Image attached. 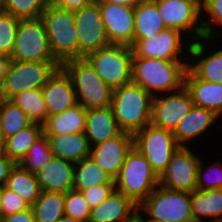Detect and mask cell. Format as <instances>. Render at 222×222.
Returning a JSON list of instances; mask_svg holds the SVG:
<instances>
[{
    "label": "cell",
    "instance_id": "cell-24",
    "mask_svg": "<svg viewBox=\"0 0 222 222\" xmlns=\"http://www.w3.org/2000/svg\"><path fill=\"white\" fill-rule=\"evenodd\" d=\"M74 163L53 157L51 161L36 173L41 191L66 193L72 190Z\"/></svg>",
    "mask_w": 222,
    "mask_h": 222
},
{
    "label": "cell",
    "instance_id": "cell-54",
    "mask_svg": "<svg viewBox=\"0 0 222 222\" xmlns=\"http://www.w3.org/2000/svg\"><path fill=\"white\" fill-rule=\"evenodd\" d=\"M208 222H222V218L212 219V220H209Z\"/></svg>",
    "mask_w": 222,
    "mask_h": 222
},
{
    "label": "cell",
    "instance_id": "cell-6",
    "mask_svg": "<svg viewBox=\"0 0 222 222\" xmlns=\"http://www.w3.org/2000/svg\"><path fill=\"white\" fill-rule=\"evenodd\" d=\"M138 212L146 222H194L190 193L159 185L138 206Z\"/></svg>",
    "mask_w": 222,
    "mask_h": 222
},
{
    "label": "cell",
    "instance_id": "cell-40",
    "mask_svg": "<svg viewBox=\"0 0 222 222\" xmlns=\"http://www.w3.org/2000/svg\"><path fill=\"white\" fill-rule=\"evenodd\" d=\"M20 19L9 13H0V54L10 57L14 48Z\"/></svg>",
    "mask_w": 222,
    "mask_h": 222
},
{
    "label": "cell",
    "instance_id": "cell-50",
    "mask_svg": "<svg viewBox=\"0 0 222 222\" xmlns=\"http://www.w3.org/2000/svg\"><path fill=\"white\" fill-rule=\"evenodd\" d=\"M57 222H80V221L64 214Z\"/></svg>",
    "mask_w": 222,
    "mask_h": 222
},
{
    "label": "cell",
    "instance_id": "cell-5",
    "mask_svg": "<svg viewBox=\"0 0 222 222\" xmlns=\"http://www.w3.org/2000/svg\"><path fill=\"white\" fill-rule=\"evenodd\" d=\"M114 182L117 191L139 206L158 186V176L146 157L133 146Z\"/></svg>",
    "mask_w": 222,
    "mask_h": 222
},
{
    "label": "cell",
    "instance_id": "cell-9",
    "mask_svg": "<svg viewBox=\"0 0 222 222\" xmlns=\"http://www.w3.org/2000/svg\"><path fill=\"white\" fill-rule=\"evenodd\" d=\"M10 59L22 62H57L52 55L41 18L20 19Z\"/></svg>",
    "mask_w": 222,
    "mask_h": 222
},
{
    "label": "cell",
    "instance_id": "cell-26",
    "mask_svg": "<svg viewBox=\"0 0 222 222\" xmlns=\"http://www.w3.org/2000/svg\"><path fill=\"white\" fill-rule=\"evenodd\" d=\"M87 109L80 104L48 116L42 125L43 134L59 135L85 132Z\"/></svg>",
    "mask_w": 222,
    "mask_h": 222
},
{
    "label": "cell",
    "instance_id": "cell-12",
    "mask_svg": "<svg viewBox=\"0 0 222 222\" xmlns=\"http://www.w3.org/2000/svg\"><path fill=\"white\" fill-rule=\"evenodd\" d=\"M188 41L189 39L180 31L166 28L153 37L138 39L132 45L133 57L189 60L192 42Z\"/></svg>",
    "mask_w": 222,
    "mask_h": 222
},
{
    "label": "cell",
    "instance_id": "cell-45",
    "mask_svg": "<svg viewBox=\"0 0 222 222\" xmlns=\"http://www.w3.org/2000/svg\"><path fill=\"white\" fill-rule=\"evenodd\" d=\"M0 222H35L34 213L30 207L13 215L1 217Z\"/></svg>",
    "mask_w": 222,
    "mask_h": 222
},
{
    "label": "cell",
    "instance_id": "cell-44",
    "mask_svg": "<svg viewBox=\"0 0 222 222\" xmlns=\"http://www.w3.org/2000/svg\"><path fill=\"white\" fill-rule=\"evenodd\" d=\"M15 163L4 153L0 154V188L5 186L11 169Z\"/></svg>",
    "mask_w": 222,
    "mask_h": 222
},
{
    "label": "cell",
    "instance_id": "cell-36",
    "mask_svg": "<svg viewBox=\"0 0 222 222\" xmlns=\"http://www.w3.org/2000/svg\"><path fill=\"white\" fill-rule=\"evenodd\" d=\"M201 15L203 16L201 18H204L201 19L203 27V37L209 40H216L218 38H221L222 34L220 33L222 32L216 30V26H218L220 30L222 29V0H206V4L201 11Z\"/></svg>",
    "mask_w": 222,
    "mask_h": 222
},
{
    "label": "cell",
    "instance_id": "cell-27",
    "mask_svg": "<svg viewBox=\"0 0 222 222\" xmlns=\"http://www.w3.org/2000/svg\"><path fill=\"white\" fill-rule=\"evenodd\" d=\"M134 22L133 44L138 39L153 37L167 28L153 0H145L134 7Z\"/></svg>",
    "mask_w": 222,
    "mask_h": 222
},
{
    "label": "cell",
    "instance_id": "cell-34",
    "mask_svg": "<svg viewBox=\"0 0 222 222\" xmlns=\"http://www.w3.org/2000/svg\"><path fill=\"white\" fill-rule=\"evenodd\" d=\"M32 122L14 102L0 98V128L4 139L15 135Z\"/></svg>",
    "mask_w": 222,
    "mask_h": 222
},
{
    "label": "cell",
    "instance_id": "cell-35",
    "mask_svg": "<svg viewBox=\"0 0 222 222\" xmlns=\"http://www.w3.org/2000/svg\"><path fill=\"white\" fill-rule=\"evenodd\" d=\"M53 158L48 139L45 134L40 136L36 142L29 148L27 154L19 162V165L36 174L41 171Z\"/></svg>",
    "mask_w": 222,
    "mask_h": 222
},
{
    "label": "cell",
    "instance_id": "cell-46",
    "mask_svg": "<svg viewBox=\"0 0 222 222\" xmlns=\"http://www.w3.org/2000/svg\"><path fill=\"white\" fill-rule=\"evenodd\" d=\"M10 62V57L0 54V87L4 82Z\"/></svg>",
    "mask_w": 222,
    "mask_h": 222
},
{
    "label": "cell",
    "instance_id": "cell-19",
    "mask_svg": "<svg viewBox=\"0 0 222 222\" xmlns=\"http://www.w3.org/2000/svg\"><path fill=\"white\" fill-rule=\"evenodd\" d=\"M41 90L48 116L63 112L77 104L71 78L62 67L54 72Z\"/></svg>",
    "mask_w": 222,
    "mask_h": 222
},
{
    "label": "cell",
    "instance_id": "cell-47",
    "mask_svg": "<svg viewBox=\"0 0 222 222\" xmlns=\"http://www.w3.org/2000/svg\"><path fill=\"white\" fill-rule=\"evenodd\" d=\"M98 2H106V3H112V4H121L128 7H136L139 3L145 1V0H97Z\"/></svg>",
    "mask_w": 222,
    "mask_h": 222
},
{
    "label": "cell",
    "instance_id": "cell-32",
    "mask_svg": "<svg viewBox=\"0 0 222 222\" xmlns=\"http://www.w3.org/2000/svg\"><path fill=\"white\" fill-rule=\"evenodd\" d=\"M35 222H57L64 214V193L41 191L31 206Z\"/></svg>",
    "mask_w": 222,
    "mask_h": 222
},
{
    "label": "cell",
    "instance_id": "cell-25",
    "mask_svg": "<svg viewBox=\"0 0 222 222\" xmlns=\"http://www.w3.org/2000/svg\"><path fill=\"white\" fill-rule=\"evenodd\" d=\"M53 157L72 163L90 157V146L85 132L46 135Z\"/></svg>",
    "mask_w": 222,
    "mask_h": 222
},
{
    "label": "cell",
    "instance_id": "cell-20",
    "mask_svg": "<svg viewBox=\"0 0 222 222\" xmlns=\"http://www.w3.org/2000/svg\"><path fill=\"white\" fill-rule=\"evenodd\" d=\"M219 119L214 112L194 105L172 133L179 146L188 147L215 127Z\"/></svg>",
    "mask_w": 222,
    "mask_h": 222
},
{
    "label": "cell",
    "instance_id": "cell-1",
    "mask_svg": "<svg viewBox=\"0 0 222 222\" xmlns=\"http://www.w3.org/2000/svg\"><path fill=\"white\" fill-rule=\"evenodd\" d=\"M189 60H162L133 57L132 80L152 97L176 92L184 87Z\"/></svg>",
    "mask_w": 222,
    "mask_h": 222
},
{
    "label": "cell",
    "instance_id": "cell-42",
    "mask_svg": "<svg viewBox=\"0 0 222 222\" xmlns=\"http://www.w3.org/2000/svg\"><path fill=\"white\" fill-rule=\"evenodd\" d=\"M115 190V184H102L95 185L92 188L81 191L84 199L93 209L101 202H103L113 191Z\"/></svg>",
    "mask_w": 222,
    "mask_h": 222
},
{
    "label": "cell",
    "instance_id": "cell-10",
    "mask_svg": "<svg viewBox=\"0 0 222 222\" xmlns=\"http://www.w3.org/2000/svg\"><path fill=\"white\" fill-rule=\"evenodd\" d=\"M133 146L146 157L158 177L179 147L172 131L152 124L145 126L133 135Z\"/></svg>",
    "mask_w": 222,
    "mask_h": 222
},
{
    "label": "cell",
    "instance_id": "cell-8",
    "mask_svg": "<svg viewBox=\"0 0 222 222\" xmlns=\"http://www.w3.org/2000/svg\"><path fill=\"white\" fill-rule=\"evenodd\" d=\"M59 67L61 65L58 62L11 60L4 82L0 87V98L11 100L22 91L42 89Z\"/></svg>",
    "mask_w": 222,
    "mask_h": 222
},
{
    "label": "cell",
    "instance_id": "cell-21",
    "mask_svg": "<svg viewBox=\"0 0 222 222\" xmlns=\"http://www.w3.org/2000/svg\"><path fill=\"white\" fill-rule=\"evenodd\" d=\"M184 86L190 92L195 106L205 108L222 117V83L199 79L189 68Z\"/></svg>",
    "mask_w": 222,
    "mask_h": 222
},
{
    "label": "cell",
    "instance_id": "cell-7",
    "mask_svg": "<svg viewBox=\"0 0 222 222\" xmlns=\"http://www.w3.org/2000/svg\"><path fill=\"white\" fill-rule=\"evenodd\" d=\"M85 59L112 89L131 83L132 47L110 44L89 54Z\"/></svg>",
    "mask_w": 222,
    "mask_h": 222
},
{
    "label": "cell",
    "instance_id": "cell-39",
    "mask_svg": "<svg viewBox=\"0 0 222 222\" xmlns=\"http://www.w3.org/2000/svg\"><path fill=\"white\" fill-rule=\"evenodd\" d=\"M64 211L65 215L80 222H88L91 214V208L82 192L75 189L64 194Z\"/></svg>",
    "mask_w": 222,
    "mask_h": 222
},
{
    "label": "cell",
    "instance_id": "cell-22",
    "mask_svg": "<svg viewBox=\"0 0 222 222\" xmlns=\"http://www.w3.org/2000/svg\"><path fill=\"white\" fill-rule=\"evenodd\" d=\"M137 212L138 205L115 189L103 202L91 209L88 222H124Z\"/></svg>",
    "mask_w": 222,
    "mask_h": 222
},
{
    "label": "cell",
    "instance_id": "cell-11",
    "mask_svg": "<svg viewBox=\"0 0 222 222\" xmlns=\"http://www.w3.org/2000/svg\"><path fill=\"white\" fill-rule=\"evenodd\" d=\"M200 155L190 146H179L165 170L158 177V185L172 190L192 193L197 189Z\"/></svg>",
    "mask_w": 222,
    "mask_h": 222
},
{
    "label": "cell",
    "instance_id": "cell-3",
    "mask_svg": "<svg viewBox=\"0 0 222 222\" xmlns=\"http://www.w3.org/2000/svg\"><path fill=\"white\" fill-rule=\"evenodd\" d=\"M40 18L44 23L54 59L60 65L78 59L79 30L75 25L74 12L50 3Z\"/></svg>",
    "mask_w": 222,
    "mask_h": 222
},
{
    "label": "cell",
    "instance_id": "cell-49",
    "mask_svg": "<svg viewBox=\"0 0 222 222\" xmlns=\"http://www.w3.org/2000/svg\"><path fill=\"white\" fill-rule=\"evenodd\" d=\"M188 1L190 3H192L193 5H195L200 11L203 10L205 4H206V0H185Z\"/></svg>",
    "mask_w": 222,
    "mask_h": 222
},
{
    "label": "cell",
    "instance_id": "cell-41",
    "mask_svg": "<svg viewBox=\"0 0 222 222\" xmlns=\"http://www.w3.org/2000/svg\"><path fill=\"white\" fill-rule=\"evenodd\" d=\"M2 217L24 211L30 206L17 193L5 186L1 188Z\"/></svg>",
    "mask_w": 222,
    "mask_h": 222
},
{
    "label": "cell",
    "instance_id": "cell-29",
    "mask_svg": "<svg viewBox=\"0 0 222 222\" xmlns=\"http://www.w3.org/2000/svg\"><path fill=\"white\" fill-rule=\"evenodd\" d=\"M102 184H115V182L91 157L74 164L72 189L81 192Z\"/></svg>",
    "mask_w": 222,
    "mask_h": 222
},
{
    "label": "cell",
    "instance_id": "cell-2",
    "mask_svg": "<svg viewBox=\"0 0 222 222\" xmlns=\"http://www.w3.org/2000/svg\"><path fill=\"white\" fill-rule=\"evenodd\" d=\"M153 97L137 84L113 89L111 108L118 127L132 135L151 124Z\"/></svg>",
    "mask_w": 222,
    "mask_h": 222
},
{
    "label": "cell",
    "instance_id": "cell-28",
    "mask_svg": "<svg viewBox=\"0 0 222 222\" xmlns=\"http://www.w3.org/2000/svg\"><path fill=\"white\" fill-rule=\"evenodd\" d=\"M190 199L194 222L222 218V189H196Z\"/></svg>",
    "mask_w": 222,
    "mask_h": 222
},
{
    "label": "cell",
    "instance_id": "cell-52",
    "mask_svg": "<svg viewBox=\"0 0 222 222\" xmlns=\"http://www.w3.org/2000/svg\"><path fill=\"white\" fill-rule=\"evenodd\" d=\"M6 1L7 0H0V13H4L5 12Z\"/></svg>",
    "mask_w": 222,
    "mask_h": 222
},
{
    "label": "cell",
    "instance_id": "cell-51",
    "mask_svg": "<svg viewBox=\"0 0 222 222\" xmlns=\"http://www.w3.org/2000/svg\"><path fill=\"white\" fill-rule=\"evenodd\" d=\"M5 139L0 128V154L4 152Z\"/></svg>",
    "mask_w": 222,
    "mask_h": 222
},
{
    "label": "cell",
    "instance_id": "cell-4",
    "mask_svg": "<svg viewBox=\"0 0 222 222\" xmlns=\"http://www.w3.org/2000/svg\"><path fill=\"white\" fill-rule=\"evenodd\" d=\"M61 67L71 78L78 104L87 110L111 106L113 89L85 58L66 61Z\"/></svg>",
    "mask_w": 222,
    "mask_h": 222
},
{
    "label": "cell",
    "instance_id": "cell-15",
    "mask_svg": "<svg viewBox=\"0 0 222 222\" xmlns=\"http://www.w3.org/2000/svg\"><path fill=\"white\" fill-rule=\"evenodd\" d=\"M193 106L192 96L185 86L176 92L154 96L151 124L173 132Z\"/></svg>",
    "mask_w": 222,
    "mask_h": 222
},
{
    "label": "cell",
    "instance_id": "cell-48",
    "mask_svg": "<svg viewBox=\"0 0 222 222\" xmlns=\"http://www.w3.org/2000/svg\"><path fill=\"white\" fill-rule=\"evenodd\" d=\"M124 222H146V220L145 217H143L139 212H137L129 220Z\"/></svg>",
    "mask_w": 222,
    "mask_h": 222
},
{
    "label": "cell",
    "instance_id": "cell-33",
    "mask_svg": "<svg viewBox=\"0 0 222 222\" xmlns=\"http://www.w3.org/2000/svg\"><path fill=\"white\" fill-rule=\"evenodd\" d=\"M28 116L32 123L43 125L48 117L47 105L41 89H30L16 94L12 99Z\"/></svg>",
    "mask_w": 222,
    "mask_h": 222
},
{
    "label": "cell",
    "instance_id": "cell-13",
    "mask_svg": "<svg viewBox=\"0 0 222 222\" xmlns=\"http://www.w3.org/2000/svg\"><path fill=\"white\" fill-rule=\"evenodd\" d=\"M167 28L183 33L190 42L203 38L201 11L185 0H153Z\"/></svg>",
    "mask_w": 222,
    "mask_h": 222
},
{
    "label": "cell",
    "instance_id": "cell-38",
    "mask_svg": "<svg viewBox=\"0 0 222 222\" xmlns=\"http://www.w3.org/2000/svg\"><path fill=\"white\" fill-rule=\"evenodd\" d=\"M201 157L200 164L198 167L197 176V189L211 190V189H222V163L221 160H216L210 165H206Z\"/></svg>",
    "mask_w": 222,
    "mask_h": 222
},
{
    "label": "cell",
    "instance_id": "cell-23",
    "mask_svg": "<svg viewBox=\"0 0 222 222\" xmlns=\"http://www.w3.org/2000/svg\"><path fill=\"white\" fill-rule=\"evenodd\" d=\"M121 132L111 106L87 110L85 135L90 147L114 138Z\"/></svg>",
    "mask_w": 222,
    "mask_h": 222
},
{
    "label": "cell",
    "instance_id": "cell-18",
    "mask_svg": "<svg viewBox=\"0 0 222 222\" xmlns=\"http://www.w3.org/2000/svg\"><path fill=\"white\" fill-rule=\"evenodd\" d=\"M206 42L212 41L203 37L191 43L188 68L201 80L222 83V49L209 54Z\"/></svg>",
    "mask_w": 222,
    "mask_h": 222
},
{
    "label": "cell",
    "instance_id": "cell-37",
    "mask_svg": "<svg viewBox=\"0 0 222 222\" xmlns=\"http://www.w3.org/2000/svg\"><path fill=\"white\" fill-rule=\"evenodd\" d=\"M51 0H7L5 12L18 19L40 18Z\"/></svg>",
    "mask_w": 222,
    "mask_h": 222
},
{
    "label": "cell",
    "instance_id": "cell-17",
    "mask_svg": "<svg viewBox=\"0 0 222 222\" xmlns=\"http://www.w3.org/2000/svg\"><path fill=\"white\" fill-rule=\"evenodd\" d=\"M133 147V135L121 132L114 138L90 148V157L114 180Z\"/></svg>",
    "mask_w": 222,
    "mask_h": 222
},
{
    "label": "cell",
    "instance_id": "cell-31",
    "mask_svg": "<svg viewBox=\"0 0 222 222\" xmlns=\"http://www.w3.org/2000/svg\"><path fill=\"white\" fill-rule=\"evenodd\" d=\"M43 135V127L38 123H31L28 127L5 139L4 154L15 164L24 158L29 148Z\"/></svg>",
    "mask_w": 222,
    "mask_h": 222
},
{
    "label": "cell",
    "instance_id": "cell-30",
    "mask_svg": "<svg viewBox=\"0 0 222 222\" xmlns=\"http://www.w3.org/2000/svg\"><path fill=\"white\" fill-rule=\"evenodd\" d=\"M5 187L17 193L30 207L41 193L36 174L23 169L19 164H15L11 169Z\"/></svg>",
    "mask_w": 222,
    "mask_h": 222
},
{
    "label": "cell",
    "instance_id": "cell-43",
    "mask_svg": "<svg viewBox=\"0 0 222 222\" xmlns=\"http://www.w3.org/2000/svg\"><path fill=\"white\" fill-rule=\"evenodd\" d=\"M94 0H51V3L58 8L68 11H77L89 5Z\"/></svg>",
    "mask_w": 222,
    "mask_h": 222
},
{
    "label": "cell",
    "instance_id": "cell-16",
    "mask_svg": "<svg viewBox=\"0 0 222 222\" xmlns=\"http://www.w3.org/2000/svg\"><path fill=\"white\" fill-rule=\"evenodd\" d=\"M98 5L109 43L132 47L135 29L134 8L106 2H98Z\"/></svg>",
    "mask_w": 222,
    "mask_h": 222
},
{
    "label": "cell",
    "instance_id": "cell-53",
    "mask_svg": "<svg viewBox=\"0 0 222 222\" xmlns=\"http://www.w3.org/2000/svg\"><path fill=\"white\" fill-rule=\"evenodd\" d=\"M2 217L1 188H0V219Z\"/></svg>",
    "mask_w": 222,
    "mask_h": 222
},
{
    "label": "cell",
    "instance_id": "cell-14",
    "mask_svg": "<svg viewBox=\"0 0 222 222\" xmlns=\"http://www.w3.org/2000/svg\"><path fill=\"white\" fill-rule=\"evenodd\" d=\"M74 17L76 28L79 30L78 59L86 58L89 54L110 45L97 0L74 11Z\"/></svg>",
    "mask_w": 222,
    "mask_h": 222
}]
</instances>
